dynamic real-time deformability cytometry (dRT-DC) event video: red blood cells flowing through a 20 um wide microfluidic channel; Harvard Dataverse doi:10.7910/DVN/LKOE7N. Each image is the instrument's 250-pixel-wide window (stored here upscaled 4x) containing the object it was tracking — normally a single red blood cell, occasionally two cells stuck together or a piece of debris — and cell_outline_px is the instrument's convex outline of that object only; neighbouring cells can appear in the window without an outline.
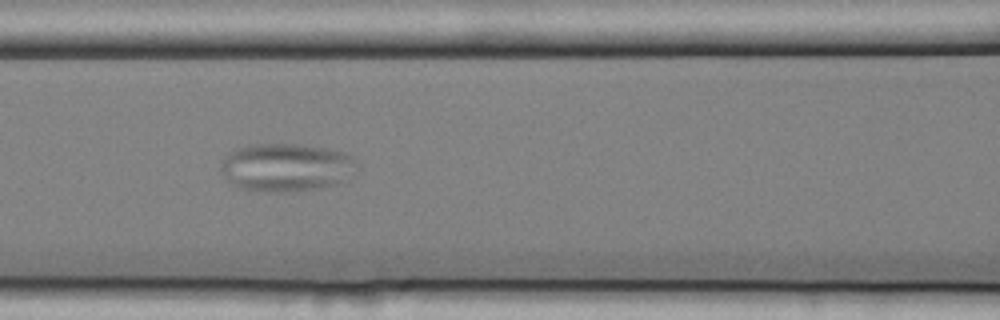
{"species": "common noctule bat (a hibernating species)", "species_latin": "Nyctalus noctula", "temperature_condition": "cold", "stored_images_in_passage": 5, "camera_frame_rate_fps": 3000, "um_per_image_px": 0.085, "animal": {"sex": "female", "body_mass_g": 25.1}, "frame": {"image": 1, "passage_image": 3, "time_ms": 0.667, "image_size_px": [1000, 320], "cell_outline_px": [[356, 164], [336, 184], [320, 188], [300, 192], [264, 192], [240, 188], [232, 184], [228, 180], [220, 168], [220, 164], [232, 152], [240, 148], [256, 144], [296, 144], [324, 148], [344, 152], [352, 156]], "centroid_in_image_um": [24.28, 14.25], "position_along_channel_um": 142.3, "area_um2": 37.45}}
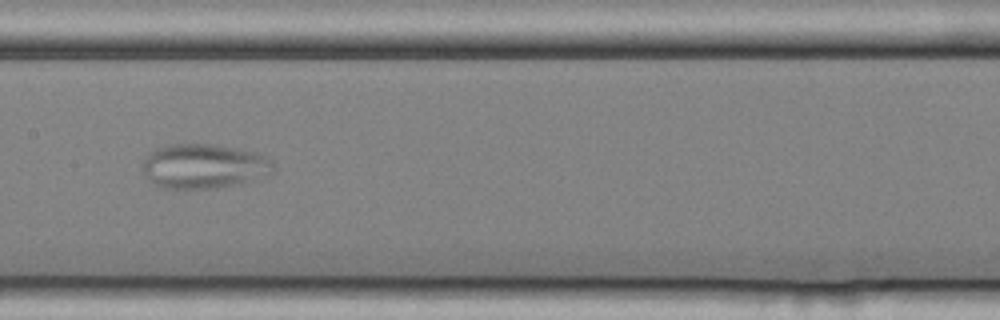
{"frame": {"image": 2, "passage_image": 4, "time_ms": 1.0, "image_size_px": [1000, 320], "cell_outline_px": [[276, 168], [272, 172], [252, 180], [216, 188], [156, 188], [144, 172], [144, 160], [156, 148], [164, 144], [216, 144], [256, 152], [268, 156], [272, 160]], "centroid_in_image_um": [17.35, 14.11], "position_along_channel_um": 190.0, "area_um2": 33.99}}